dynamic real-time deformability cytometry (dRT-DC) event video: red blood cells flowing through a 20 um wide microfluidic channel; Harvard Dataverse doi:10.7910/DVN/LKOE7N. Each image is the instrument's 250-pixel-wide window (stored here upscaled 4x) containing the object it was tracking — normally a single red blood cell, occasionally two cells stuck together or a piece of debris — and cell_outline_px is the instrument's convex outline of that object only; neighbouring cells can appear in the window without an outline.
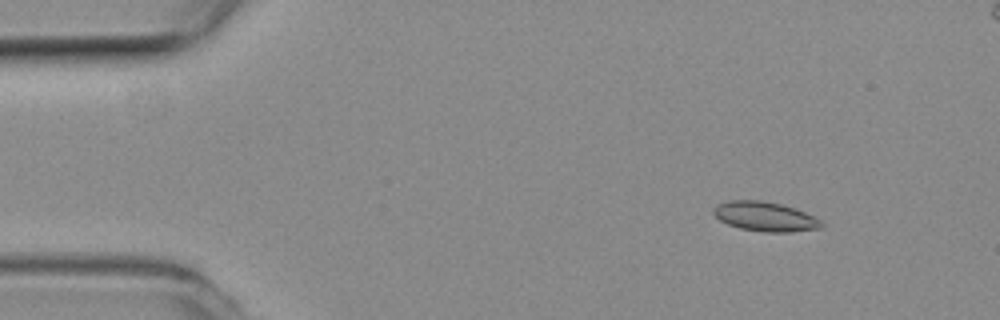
{"species": "common noctule bat (a hibernating species)", "species_latin": "Nyctalus noctula", "temperature_condition": "room temperature", "stored_images_in_passage": 55, "segment_of_instrument_passage": [1, 2], "camera_frame_rate_fps": 3000, "um_per_image_px": 0.085, "animal": {"sex": "female", "body_mass_g": 19.3, "forearm_length_mm": 54.1}, "frame": {"image": 1, "passage_image": 6, "time_ms": 1.667, "image_size_px": [1000, 320], "cell_outline_px": [[824, 228], [792, 232], [764, 232], [740, 228], [728, 224], [720, 220], [712, 212], [712, 208], [728, 200], [760, 200], [780, 204], [804, 212], [820, 220], [824, 224]], "centroid_in_image_um": [65.03, 18.42], "position_along_channel_um": 20.0, "area_um2": 18.44}}
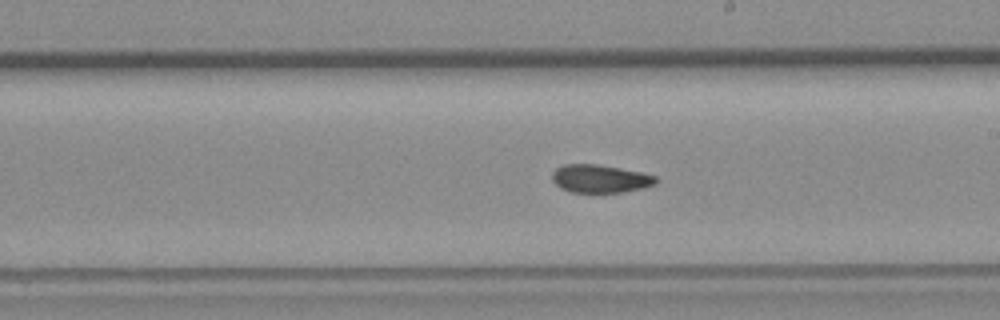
{"frame": {"image": 2, "passage_image": 30, "time_ms": 9.667, "image_size_px": [1000, 320], "cell_outline_px": [[660, 180], [656, 184], [644, 188], [624, 192], [572, 192], [560, 188], [552, 180], [552, 172], [556, 168], [564, 164], [596, 164], [644, 172], [656, 176]], "centroid_in_image_um": [51.05, 15.18], "position_along_channel_um": 237.9, "area_um2": 17.17}}
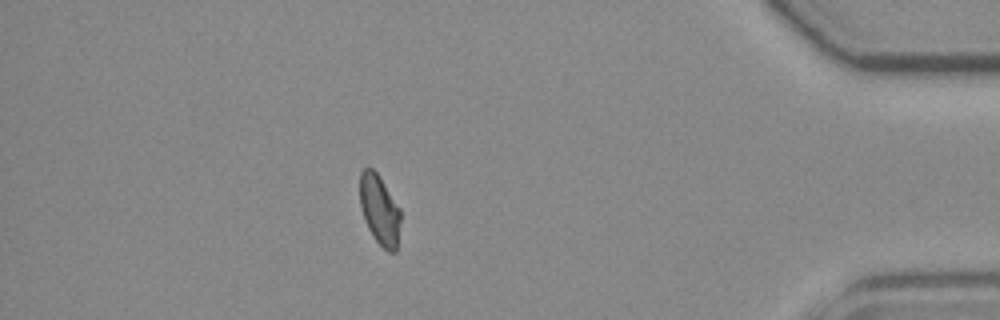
{"frame": {"image": 3, "passage_image": 47, "time_ms": 15.333, "image_size_px": [1000, 320], "cell_outline_px": [[400, 220], [396, 252], [388, 252], [372, 236], [368, 228], [360, 208], [360, 172], [364, 168], [372, 168], [376, 172], [400, 208]], "centroid_in_image_um": [32.25, 17.84], "position_along_channel_um": 403.0, "area_um2": 16.42}}